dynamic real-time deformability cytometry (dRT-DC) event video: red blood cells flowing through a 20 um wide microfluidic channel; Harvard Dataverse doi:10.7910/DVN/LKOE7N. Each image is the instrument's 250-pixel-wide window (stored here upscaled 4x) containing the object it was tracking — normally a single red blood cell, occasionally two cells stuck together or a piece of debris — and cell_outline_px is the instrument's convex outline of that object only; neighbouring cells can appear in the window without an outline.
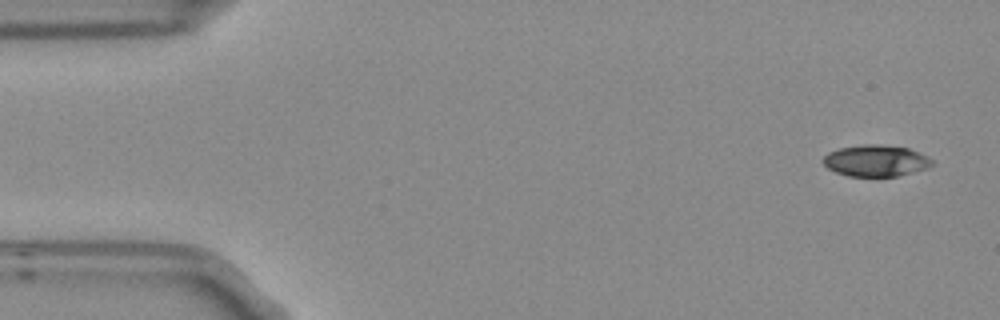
{"species": "Egyptian fruit bat (a non-hibernating species)", "species_latin": "Rousettus aegyptiacus", "temperature_condition": "room temperature", "stored_images_in_passage": 9, "camera_frame_rate_fps": 3000, "um_per_image_px": 0.085, "frame": {"image": 1, "passage_image": 1, "time_ms": 0.0, "image_size_px": [1000, 320], "cell_outline_px": [[936, 164], [928, 168], [896, 176], [848, 176], [836, 172], [828, 168], [820, 160], [828, 152], [840, 148], [864, 144], [880, 144], [908, 148], [928, 156], [936, 160]], "centroid_in_image_um": [74.48, 13.65], "position_along_channel_um": 10.5, "area_um2": 20.17}}
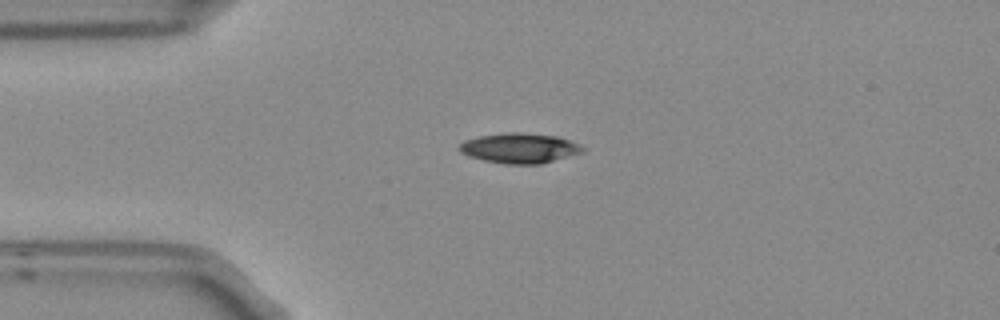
{"frame": {"image": 2, "passage_image": 4, "time_ms": 1.0, "image_size_px": [1000, 320], "cell_outline_px": [[584, 152], [540, 164], [504, 164], [484, 160], [468, 156], [460, 152], [460, 144], [464, 140], [480, 136], [508, 132], [520, 132], [560, 136], [580, 144], [584, 148]], "centroid_in_image_um": [44.19, 12.58], "position_along_channel_um": 40.8, "area_um2": 21.68}}
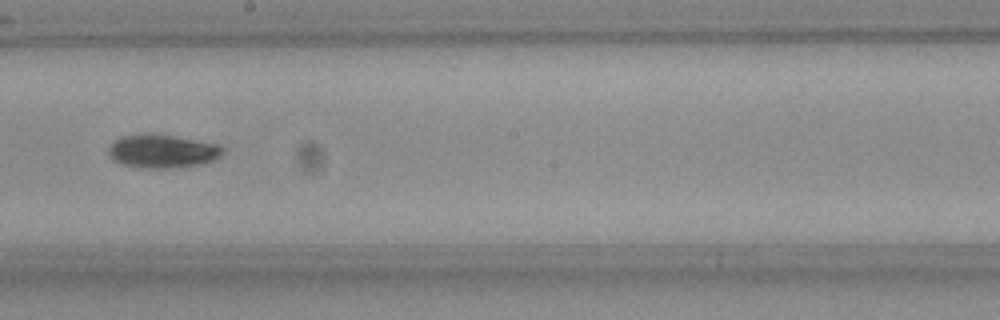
{"frame": {"image": 3, "passage_image": 9, "time_ms": 2.667, "image_size_px": [1000, 320], "cell_outline_px": [[224, 152], [220, 156], [204, 164], [172, 168], [140, 168], [120, 164], [112, 160], [108, 152], [108, 148], [116, 140], [124, 136], [144, 132], [172, 136], [216, 144], [224, 148]], "centroid_in_image_um": [13.77, 12.86], "position_along_channel_um": 234.4, "area_um2": 22.31}}